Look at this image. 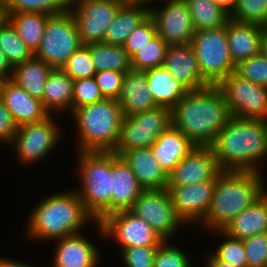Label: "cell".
<instances>
[{"mask_svg":"<svg viewBox=\"0 0 267 267\" xmlns=\"http://www.w3.org/2000/svg\"><path fill=\"white\" fill-rule=\"evenodd\" d=\"M26 219V238L32 242L51 243L59 238L82 233L95 219L86 211L82 200L73 188L54 192L38 199Z\"/></svg>","mask_w":267,"mask_h":267,"instance_id":"1","label":"cell"},{"mask_svg":"<svg viewBox=\"0 0 267 267\" xmlns=\"http://www.w3.org/2000/svg\"><path fill=\"white\" fill-rule=\"evenodd\" d=\"M230 117L217 85L188 91L171 109L172 125L196 147H210Z\"/></svg>","mask_w":267,"mask_h":267,"instance_id":"2","label":"cell"},{"mask_svg":"<svg viewBox=\"0 0 267 267\" xmlns=\"http://www.w3.org/2000/svg\"><path fill=\"white\" fill-rule=\"evenodd\" d=\"M210 147L222 171L265 173L267 120L231 116Z\"/></svg>","mask_w":267,"mask_h":267,"instance_id":"3","label":"cell"},{"mask_svg":"<svg viewBox=\"0 0 267 267\" xmlns=\"http://www.w3.org/2000/svg\"><path fill=\"white\" fill-rule=\"evenodd\" d=\"M264 173L222 171L217 179L209 211L198 225L205 231L223 230L241 211L267 191ZM264 176V177H263Z\"/></svg>","mask_w":267,"mask_h":267,"instance_id":"4","label":"cell"},{"mask_svg":"<svg viewBox=\"0 0 267 267\" xmlns=\"http://www.w3.org/2000/svg\"><path fill=\"white\" fill-rule=\"evenodd\" d=\"M77 129V152H112L118 142L123 112L118 100L103 99L77 108L71 115ZM78 134V135H77Z\"/></svg>","mask_w":267,"mask_h":267,"instance_id":"5","label":"cell"},{"mask_svg":"<svg viewBox=\"0 0 267 267\" xmlns=\"http://www.w3.org/2000/svg\"><path fill=\"white\" fill-rule=\"evenodd\" d=\"M77 159L79 164L75 169L79 184L72 188L86 211L100 222L111 214V152H78Z\"/></svg>","mask_w":267,"mask_h":267,"instance_id":"6","label":"cell"},{"mask_svg":"<svg viewBox=\"0 0 267 267\" xmlns=\"http://www.w3.org/2000/svg\"><path fill=\"white\" fill-rule=\"evenodd\" d=\"M59 116L50 114L44 120L18 127L13 142L9 146V149L11 147L16 154L17 163L23 167L35 166L36 163L43 162L53 150H57L56 147L65 134L57 118Z\"/></svg>","mask_w":267,"mask_h":267,"instance_id":"7","label":"cell"},{"mask_svg":"<svg viewBox=\"0 0 267 267\" xmlns=\"http://www.w3.org/2000/svg\"><path fill=\"white\" fill-rule=\"evenodd\" d=\"M193 46L199 70L210 85H218L236 70L227 38V23L223 27L195 31Z\"/></svg>","mask_w":267,"mask_h":267,"instance_id":"8","label":"cell"},{"mask_svg":"<svg viewBox=\"0 0 267 267\" xmlns=\"http://www.w3.org/2000/svg\"><path fill=\"white\" fill-rule=\"evenodd\" d=\"M82 45L75 18L69 10L48 18L34 57L43 60L53 69H62L69 57Z\"/></svg>","mask_w":267,"mask_h":267,"instance_id":"9","label":"cell"},{"mask_svg":"<svg viewBox=\"0 0 267 267\" xmlns=\"http://www.w3.org/2000/svg\"><path fill=\"white\" fill-rule=\"evenodd\" d=\"M94 225L97 236L99 234L103 242L105 239L116 241L119 253L129 247L159 246L164 241L148 223L130 210L111 213Z\"/></svg>","mask_w":267,"mask_h":267,"instance_id":"10","label":"cell"},{"mask_svg":"<svg viewBox=\"0 0 267 267\" xmlns=\"http://www.w3.org/2000/svg\"><path fill=\"white\" fill-rule=\"evenodd\" d=\"M170 125L171 109L163 106L124 117L112 152L120 156L130 149L149 148Z\"/></svg>","mask_w":267,"mask_h":267,"instance_id":"11","label":"cell"},{"mask_svg":"<svg viewBox=\"0 0 267 267\" xmlns=\"http://www.w3.org/2000/svg\"><path fill=\"white\" fill-rule=\"evenodd\" d=\"M130 211L148 223L164 241L174 240L179 228H186L176 215L167 189L143 190Z\"/></svg>","mask_w":267,"mask_h":267,"instance_id":"12","label":"cell"},{"mask_svg":"<svg viewBox=\"0 0 267 267\" xmlns=\"http://www.w3.org/2000/svg\"><path fill=\"white\" fill-rule=\"evenodd\" d=\"M230 116L267 120V88L241 77L235 71L218 85Z\"/></svg>","mask_w":267,"mask_h":267,"instance_id":"13","label":"cell"},{"mask_svg":"<svg viewBox=\"0 0 267 267\" xmlns=\"http://www.w3.org/2000/svg\"><path fill=\"white\" fill-rule=\"evenodd\" d=\"M153 4L150 16L155 22L156 33L168 45L191 43L195 30L187 3L184 0H154Z\"/></svg>","mask_w":267,"mask_h":267,"instance_id":"14","label":"cell"},{"mask_svg":"<svg viewBox=\"0 0 267 267\" xmlns=\"http://www.w3.org/2000/svg\"><path fill=\"white\" fill-rule=\"evenodd\" d=\"M121 6L113 0H71L69 10L75 18L82 44L103 42Z\"/></svg>","mask_w":267,"mask_h":267,"instance_id":"15","label":"cell"},{"mask_svg":"<svg viewBox=\"0 0 267 267\" xmlns=\"http://www.w3.org/2000/svg\"><path fill=\"white\" fill-rule=\"evenodd\" d=\"M215 185L216 181H206L194 185L166 188L171 196L176 215L186 226L198 227L206 217Z\"/></svg>","mask_w":267,"mask_h":267,"instance_id":"16","label":"cell"},{"mask_svg":"<svg viewBox=\"0 0 267 267\" xmlns=\"http://www.w3.org/2000/svg\"><path fill=\"white\" fill-rule=\"evenodd\" d=\"M222 172L211 147H196L168 175L167 187L216 181Z\"/></svg>","mask_w":267,"mask_h":267,"instance_id":"17","label":"cell"},{"mask_svg":"<svg viewBox=\"0 0 267 267\" xmlns=\"http://www.w3.org/2000/svg\"><path fill=\"white\" fill-rule=\"evenodd\" d=\"M54 250L50 267H99L101 253L98 245L83 232L53 241Z\"/></svg>","mask_w":267,"mask_h":267,"instance_id":"18","label":"cell"},{"mask_svg":"<svg viewBox=\"0 0 267 267\" xmlns=\"http://www.w3.org/2000/svg\"><path fill=\"white\" fill-rule=\"evenodd\" d=\"M163 66L189 91L210 86L199 70L195 51L190 43L168 45Z\"/></svg>","mask_w":267,"mask_h":267,"instance_id":"19","label":"cell"},{"mask_svg":"<svg viewBox=\"0 0 267 267\" xmlns=\"http://www.w3.org/2000/svg\"><path fill=\"white\" fill-rule=\"evenodd\" d=\"M1 98L18 127L39 122L50 115L41 100L30 96L10 79L3 82Z\"/></svg>","mask_w":267,"mask_h":267,"instance_id":"20","label":"cell"},{"mask_svg":"<svg viewBox=\"0 0 267 267\" xmlns=\"http://www.w3.org/2000/svg\"><path fill=\"white\" fill-rule=\"evenodd\" d=\"M111 173V213L130 210L144 189L130 166L114 152H111Z\"/></svg>","mask_w":267,"mask_h":267,"instance_id":"21","label":"cell"},{"mask_svg":"<svg viewBox=\"0 0 267 267\" xmlns=\"http://www.w3.org/2000/svg\"><path fill=\"white\" fill-rule=\"evenodd\" d=\"M266 30L257 24L227 20L229 51L235 66L261 53V40Z\"/></svg>","mask_w":267,"mask_h":267,"instance_id":"22","label":"cell"},{"mask_svg":"<svg viewBox=\"0 0 267 267\" xmlns=\"http://www.w3.org/2000/svg\"><path fill=\"white\" fill-rule=\"evenodd\" d=\"M118 103L124 117L157 107L145 71L131 69L125 73Z\"/></svg>","mask_w":267,"mask_h":267,"instance_id":"23","label":"cell"},{"mask_svg":"<svg viewBox=\"0 0 267 267\" xmlns=\"http://www.w3.org/2000/svg\"><path fill=\"white\" fill-rule=\"evenodd\" d=\"M120 157L130 166L144 190L167 188L168 176L161 169L150 147L130 149Z\"/></svg>","mask_w":267,"mask_h":267,"instance_id":"24","label":"cell"},{"mask_svg":"<svg viewBox=\"0 0 267 267\" xmlns=\"http://www.w3.org/2000/svg\"><path fill=\"white\" fill-rule=\"evenodd\" d=\"M161 169L168 176L196 146L170 125L150 147Z\"/></svg>","mask_w":267,"mask_h":267,"instance_id":"25","label":"cell"},{"mask_svg":"<svg viewBox=\"0 0 267 267\" xmlns=\"http://www.w3.org/2000/svg\"><path fill=\"white\" fill-rule=\"evenodd\" d=\"M223 231L241 240L267 233V191L251 206L241 211Z\"/></svg>","mask_w":267,"mask_h":267,"instance_id":"26","label":"cell"},{"mask_svg":"<svg viewBox=\"0 0 267 267\" xmlns=\"http://www.w3.org/2000/svg\"><path fill=\"white\" fill-rule=\"evenodd\" d=\"M73 87L74 81L70 76L62 69H53L46 80L42 95L44 108L53 115H61L63 112L71 115Z\"/></svg>","mask_w":267,"mask_h":267,"instance_id":"27","label":"cell"},{"mask_svg":"<svg viewBox=\"0 0 267 267\" xmlns=\"http://www.w3.org/2000/svg\"><path fill=\"white\" fill-rule=\"evenodd\" d=\"M150 16V7L122 5L106 30L103 43L124 46L128 36Z\"/></svg>","mask_w":267,"mask_h":267,"instance_id":"28","label":"cell"},{"mask_svg":"<svg viewBox=\"0 0 267 267\" xmlns=\"http://www.w3.org/2000/svg\"><path fill=\"white\" fill-rule=\"evenodd\" d=\"M146 79L157 106L172 109L189 91L164 67L146 70Z\"/></svg>","mask_w":267,"mask_h":267,"instance_id":"29","label":"cell"},{"mask_svg":"<svg viewBox=\"0 0 267 267\" xmlns=\"http://www.w3.org/2000/svg\"><path fill=\"white\" fill-rule=\"evenodd\" d=\"M52 70L43 60L33 57L13 66L10 80L25 89L30 96L42 101L45 83Z\"/></svg>","mask_w":267,"mask_h":267,"instance_id":"30","label":"cell"},{"mask_svg":"<svg viewBox=\"0 0 267 267\" xmlns=\"http://www.w3.org/2000/svg\"><path fill=\"white\" fill-rule=\"evenodd\" d=\"M6 19L15 28L18 36L33 51L39 48L48 18L44 13H5Z\"/></svg>","mask_w":267,"mask_h":267,"instance_id":"31","label":"cell"},{"mask_svg":"<svg viewBox=\"0 0 267 267\" xmlns=\"http://www.w3.org/2000/svg\"><path fill=\"white\" fill-rule=\"evenodd\" d=\"M97 72L115 70L126 73L132 69L131 57L123 46L110 45L103 42L86 45Z\"/></svg>","mask_w":267,"mask_h":267,"instance_id":"32","label":"cell"},{"mask_svg":"<svg viewBox=\"0 0 267 267\" xmlns=\"http://www.w3.org/2000/svg\"><path fill=\"white\" fill-rule=\"evenodd\" d=\"M191 14L195 31L223 27L229 14L212 0H184Z\"/></svg>","mask_w":267,"mask_h":267,"instance_id":"33","label":"cell"},{"mask_svg":"<svg viewBox=\"0 0 267 267\" xmlns=\"http://www.w3.org/2000/svg\"><path fill=\"white\" fill-rule=\"evenodd\" d=\"M0 50L5 54L11 67L34 57L33 51L18 36L15 28L6 18L0 23Z\"/></svg>","mask_w":267,"mask_h":267,"instance_id":"34","label":"cell"},{"mask_svg":"<svg viewBox=\"0 0 267 267\" xmlns=\"http://www.w3.org/2000/svg\"><path fill=\"white\" fill-rule=\"evenodd\" d=\"M220 236V241L210 252L219 260L233 264L235 267H248L243 240L229 236L223 230L209 231ZM223 240V241H222Z\"/></svg>","mask_w":267,"mask_h":267,"instance_id":"35","label":"cell"},{"mask_svg":"<svg viewBox=\"0 0 267 267\" xmlns=\"http://www.w3.org/2000/svg\"><path fill=\"white\" fill-rule=\"evenodd\" d=\"M71 0H4L5 13L58 15L69 11Z\"/></svg>","mask_w":267,"mask_h":267,"instance_id":"36","label":"cell"},{"mask_svg":"<svg viewBox=\"0 0 267 267\" xmlns=\"http://www.w3.org/2000/svg\"><path fill=\"white\" fill-rule=\"evenodd\" d=\"M168 44L156 34L131 57L132 69L146 71L163 66Z\"/></svg>","mask_w":267,"mask_h":267,"instance_id":"37","label":"cell"},{"mask_svg":"<svg viewBox=\"0 0 267 267\" xmlns=\"http://www.w3.org/2000/svg\"><path fill=\"white\" fill-rule=\"evenodd\" d=\"M229 18L243 23H252L267 29V0H236Z\"/></svg>","mask_w":267,"mask_h":267,"instance_id":"38","label":"cell"},{"mask_svg":"<svg viewBox=\"0 0 267 267\" xmlns=\"http://www.w3.org/2000/svg\"><path fill=\"white\" fill-rule=\"evenodd\" d=\"M175 241H163L155 253L153 267H193L191 255L184 251L181 246L173 244ZM177 246V247H176Z\"/></svg>","mask_w":267,"mask_h":267,"instance_id":"39","label":"cell"},{"mask_svg":"<svg viewBox=\"0 0 267 267\" xmlns=\"http://www.w3.org/2000/svg\"><path fill=\"white\" fill-rule=\"evenodd\" d=\"M62 70L73 81L93 77L97 72L90 55V50L86 45H82L69 57Z\"/></svg>","mask_w":267,"mask_h":267,"instance_id":"40","label":"cell"},{"mask_svg":"<svg viewBox=\"0 0 267 267\" xmlns=\"http://www.w3.org/2000/svg\"><path fill=\"white\" fill-rule=\"evenodd\" d=\"M235 72L256 85L267 88V58L262 53L241 61L236 65Z\"/></svg>","mask_w":267,"mask_h":267,"instance_id":"41","label":"cell"},{"mask_svg":"<svg viewBox=\"0 0 267 267\" xmlns=\"http://www.w3.org/2000/svg\"><path fill=\"white\" fill-rule=\"evenodd\" d=\"M103 96L93 77L82 78L74 81L72 113L82 106L103 100Z\"/></svg>","mask_w":267,"mask_h":267,"instance_id":"42","label":"cell"},{"mask_svg":"<svg viewBox=\"0 0 267 267\" xmlns=\"http://www.w3.org/2000/svg\"><path fill=\"white\" fill-rule=\"evenodd\" d=\"M248 267H267V233L243 240Z\"/></svg>","mask_w":267,"mask_h":267,"instance_id":"43","label":"cell"},{"mask_svg":"<svg viewBox=\"0 0 267 267\" xmlns=\"http://www.w3.org/2000/svg\"><path fill=\"white\" fill-rule=\"evenodd\" d=\"M125 73L115 70L96 72L94 78L104 99L118 100Z\"/></svg>","mask_w":267,"mask_h":267,"instance_id":"44","label":"cell"},{"mask_svg":"<svg viewBox=\"0 0 267 267\" xmlns=\"http://www.w3.org/2000/svg\"><path fill=\"white\" fill-rule=\"evenodd\" d=\"M156 25L151 16H149L142 24H140L128 36L124 49L132 57L136 52L144 47L156 35Z\"/></svg>","mask_w":267,"mask_h":267,"instance_id":"45","label":"cell"},{"mask_svg":"<svg viewBox=\"0 0 267 267\" xmlns=\"http://www.w3.org/2000/svg\"><path fill=\"white\" fill-rule=\"evenodd\" d=\"M158 246L129 247L120 252L124 267H153ZM122 253V254H121Z\"/></svg>","mask_w":267,"mask_h":267,"instance_id":"46","label":"cell"},{"mask_svg":"<svg viewBox=\"0 0 267 267\" xmlns=\"http://www.w3.org/2000/svg\"><path fill=\"white\" fill-rule=\"evenodd\" d=\"M18 126L0 97V144L8 147L13 142Z\"/></svg>","mask_w":267,"mask_h":267,"instance_id":"47","label":"cell"},{"mask_svg":"<svg viewBox=\"0 0 267 267\" xmlns=\"http://www.w3.org/2000/svg\"><path fill=\"white\" fill-rule=\"evenodd\" d=\"M206 250L205 257H203L205 262V267H235L233 264L227 262L219 261L210 251Z\"/></svg>","mask_w":267,"mask_h":267,"instance_id":"48","label":"cell"},{"mask_svg":"<svg viewBox=\"0 0 267 267\" xmlns=\"http://www.w3.org/2000/svg\"><path fill=\"white\" fill-rule=\"evenodd\" d=\"M12 67L8 63L5 54L0 50V77L4 80L10 79Z\"/></svg>","mask_w":267,"mask_h":267,"instance_id":"49","label":"cell"},{"mask_svg":"<svg viewBox=\"0 0 267 267\" xmlns=\"http://www.w3.org/2000/svg\"><path fill=\"white\" fill-rule=\"evenodd\" d=\"M32 264H29V262L25 261H18L15 259H10L8 257L0 256V267H34ZM37 267V266H36Z\"/></svg>","mask_w":267,"mask_h":267,"instance_id":"50","label":"cell"},{"mask_svg":"<svg viewBox=\"0 0 267 267\" xmlns=\"http://www.w3.org/2000/svg\"><path fill=\"white\" fill-rule=\"evenodd\" d=\"M121 5H142L150 7L154 0H113ZM150 4V5H149Z\"/></svg>","mask_w":267,"mask_h":267,"instance_id":"51","label":"cell"},{"mask_svg":"<svg viewBox=\"0 0 267 267\" xmlns=\"http://www.w3.org/2000/svg\"><path fill=\"white\" fill-rule=\"evenodd\" d=\"M212 1L218 6H220L223 10H225L228 14H230L234 8L236 0H212Z\"/></svg>","mask_w":267,"mask_h":267,"instance_id":"52","label":"cell"},{"mask_svg":"<svg viewBox=\"0 0 267 267\" xmlns=\"http://www.w3.org/2000/svg\"><path fill=\"white\" fill-rule=\"evenodd\" d=\"M261 53L267 58V30L261 40Z\"/></svg>","mask_w":267,"mask_h":267,"instance_id":"53","label":"cell"},{"mask_svg":"<svg viewBox=\"0 0 267 267\" xmlns=\"http://www.w3.org/2000/svg\"><path fill=\"white\" fill-rule=\"evenodd\" d=\"M6 18L4 11V1L0 0V23Z\"/></svg>","mask_w":267,"mask_h":267,"instance_id":"54","label":"cell"},{"mask_svg":"<svg viewBox=\"0 0 267 267\" xmlns=\"http://www.w3.org/2000/svg\"><path fill=\"white\" fill-rule=\"evenodd\" d=\"M4 79L0 77V97H1V89L3 85Z\"/></svg>","mask_w":267,"mask_h":267,"instance_id":"55","label":"cell"}]
</instances>
